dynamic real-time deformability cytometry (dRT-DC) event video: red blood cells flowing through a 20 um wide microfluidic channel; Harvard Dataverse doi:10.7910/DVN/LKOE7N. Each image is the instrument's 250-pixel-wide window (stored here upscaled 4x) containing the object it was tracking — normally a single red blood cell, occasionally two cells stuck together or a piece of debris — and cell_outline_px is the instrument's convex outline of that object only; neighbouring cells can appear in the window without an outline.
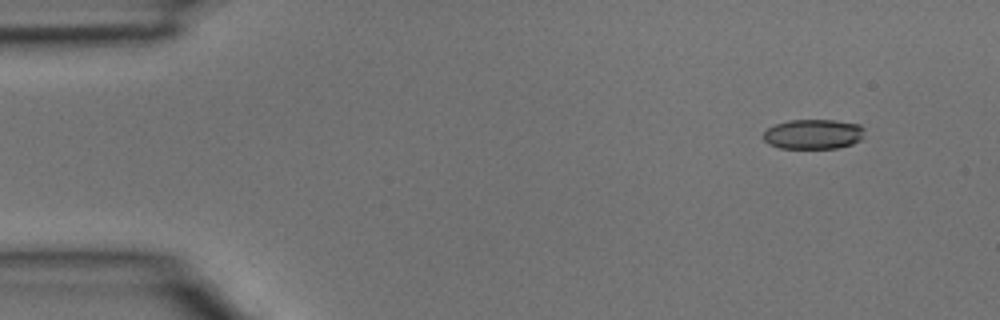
{"species": "common noctule bat (a hibernating species)", "species_latin": "Nyctalus noctula", "temperature_condition": "room temperature", "stored_images_in_passage": 3, "camera_frame_rate_fps": 3000, "um_per_image_px": 0.085, "animal": {"sex": "male", "body_mass_g": 15.6}, "frame": {"image": 1, "passage_image": 1, "time_ms": 0.0, "image_size_px": [1000, 320], "cell_outline_px": [[864, 128], [860, 140], [852, 144], [836, 148], [780, 148], [768, 144], [764, 140], [764, 132], [768, 128], [776, 124], [788, 120], [836, 120], [860, 124]], "centroid_in_image_um": [69.13, 11.4], "position_along_channel_um": 15.9, "area_um2": 17.57}}
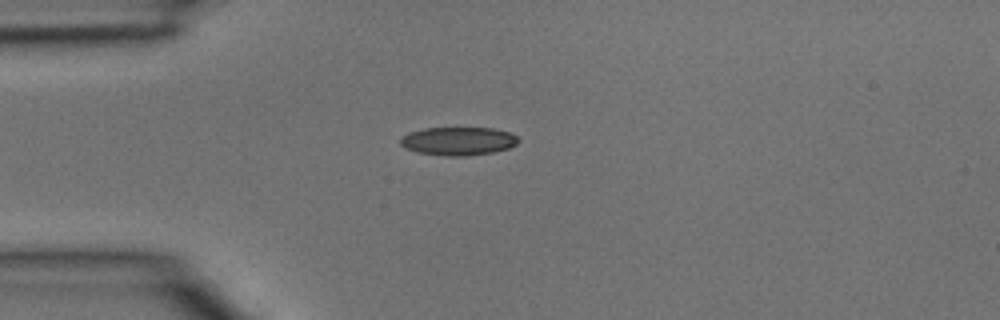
{"frame": {"image": 2, "passage_image": 3, "time_ms": 0.667, "image_size_px": [1000, 320], "cell_outline_px": [[520, 140], [516, 144], [508, 148], [492, 152], [464, 156], [444, 156], [416, 152], [404, 148], [400, 144], [400, 140], [408, 132], [424, 128], [492, 128], [512, 132]], "centroid_in_image_um": [38.94, 11.99], "position_along_channel_um": 46.1, "area_um2": 19.54}}